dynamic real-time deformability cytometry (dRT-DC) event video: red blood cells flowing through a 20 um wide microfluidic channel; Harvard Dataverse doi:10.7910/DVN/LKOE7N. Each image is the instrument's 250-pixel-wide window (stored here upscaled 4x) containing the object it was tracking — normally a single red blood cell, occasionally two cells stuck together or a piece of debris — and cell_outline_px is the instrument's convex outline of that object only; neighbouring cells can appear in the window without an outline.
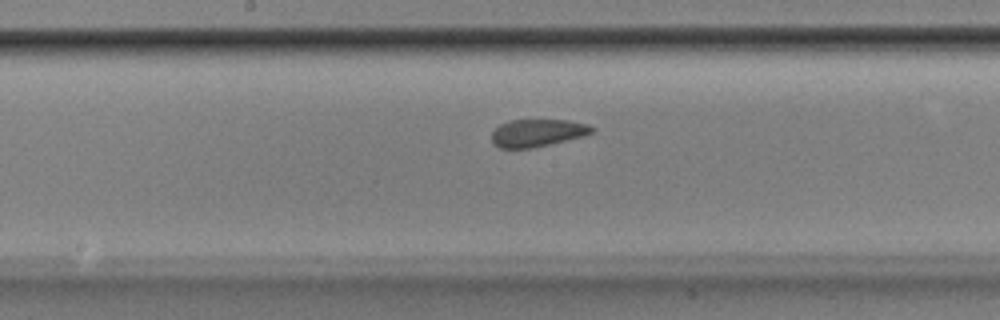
{"species": "Egyptian fruit bat (a non-hibernating species)", "species_latin": "Rousettus aegyptiacus", "temperature_condition": "room temperature", "stored_images_in_passage": 39, "camera_frame_rate_fps": 3000, "um_per_image_px": 0.085, "animal": {"sex": "male"}, "frame": {"image": 1, "passage_image": 23, "time_ms": 7.333, "image_size_px": [1000, 320], "cell_outline_px": [[592, 132], [584, 136], [532, 148], [500, 148], [492, 140], [492, 132], [500, 124], [512, 120], [568, 120], [588, 124], [592, 128]], "centroid_in_image_um": [45.67, 11.29], "position_along_channel_um": 202.5, "area_um2": 15.84}}
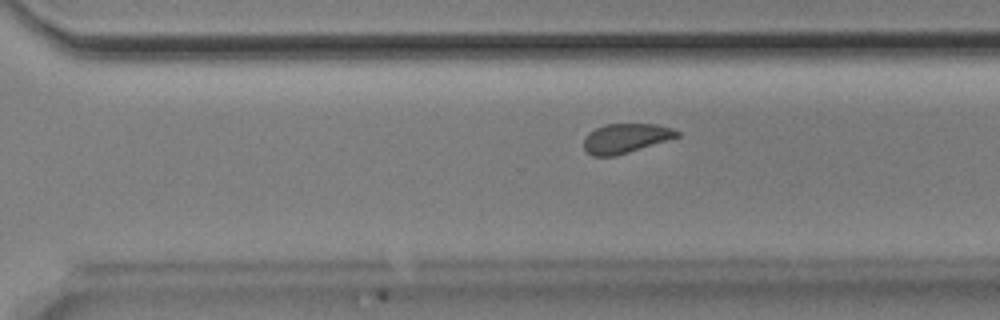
{"frame": {"image": 2, "passage_image": 32, "time_ms": 10.333, "image_size_px": [1000, 320], "cell_outline_px": [[680, 136], [616, 156], [592, 156], [584, 148], [584, 136], [588, 132], [604, 124], [656, 124], [672, 128], [680, 132]], "centroid_in_image_um": [53.16, 11.75], "position_along_channel_um": 317.4, "area_um2": 16.01}}
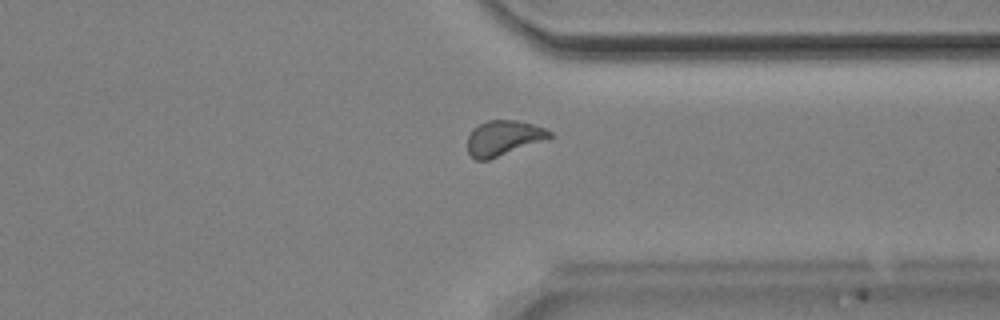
{"frame": {"image": 3, "passage_image": 36, "time_ms": 11.667, "image_size_px": [1000, 320], "cell_outline_px": [[552, 136], [548, 140], [488, 160], [476, 160], [468, 152], [468, 136], [472, 128], [488, 120], [516, 120], [532, 124], [544, 128], [552, 132]], "centroid_in_image_um": [42.82, 11.73], "position_along_channel_um": 368.6, "area_um2": 16.94}}